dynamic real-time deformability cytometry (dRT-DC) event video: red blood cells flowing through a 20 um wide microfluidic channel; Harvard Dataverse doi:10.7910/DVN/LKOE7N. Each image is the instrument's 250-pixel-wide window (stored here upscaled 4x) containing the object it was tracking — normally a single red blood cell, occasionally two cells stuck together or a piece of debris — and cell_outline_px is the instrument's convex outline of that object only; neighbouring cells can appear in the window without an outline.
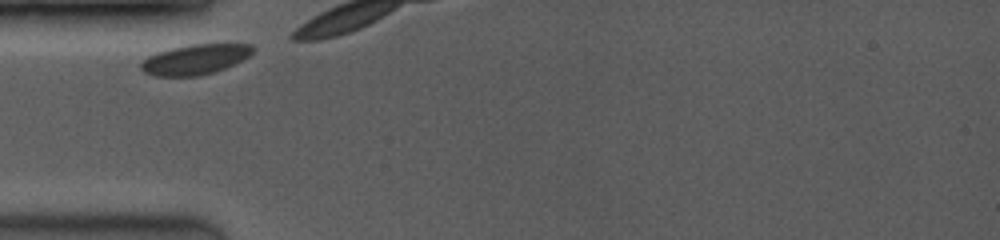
{"species": "common noctule bat (a hibernating species)", "species_latin": "Nyctalus noctula", "temperature_condition": "room temperature", "stored_images_in_passage": 4, "camera_frame_rate_fps": 3500, "um_per_image_px": 0.085, "animal": {"sex": "female", "body_mass_g": 19.0, "forearm_length_mm": 53.3}, "frame": {"image": 1, "passage_image": 1, "time_ms": 0.0, "image_size_px": [1000, 240], "cell_outline_px": [[252, 52], [248, 56], [216, 72], [200, 76], [156, 76], [144, 72], [140, 68], [140, 64], [148, 56], [156, 52], [172, 48], [192, 44], [252, 44]], "centroid_in_image_um": [16.54, 5.06], "position_along_channel_um": 68.5, "area_um2": 19.42}}